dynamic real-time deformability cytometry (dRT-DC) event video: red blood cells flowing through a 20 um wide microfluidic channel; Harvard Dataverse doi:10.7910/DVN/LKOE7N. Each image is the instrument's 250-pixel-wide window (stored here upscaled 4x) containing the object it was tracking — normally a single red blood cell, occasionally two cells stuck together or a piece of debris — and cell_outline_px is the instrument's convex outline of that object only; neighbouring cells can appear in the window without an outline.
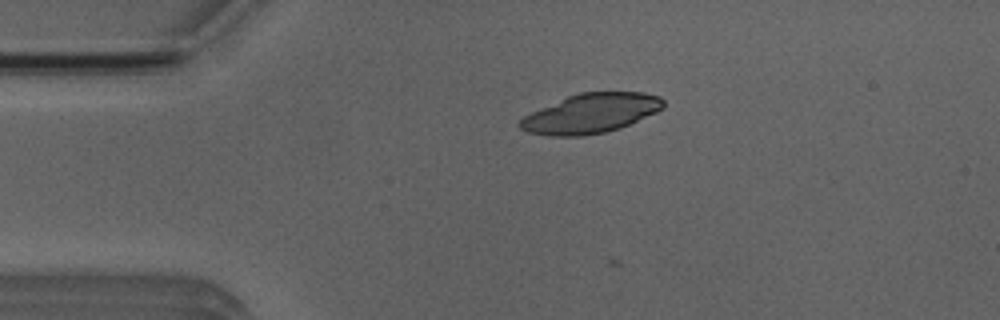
{"species": "Egyptian fruit bat (a non-hibernating species)", "species_latin": "Rousettus aegyptiacus", "temperature_condition": "room temperature", "stored_images_in_passage": 3, "camera_frame_rate_fps": 3000, "um_per_image_px": 0.085, "animal": {"sex": "male"}, "frame": {"image": 1, "passage_image": 1, "time_ms": 0.0, "image_size_px": [1000, 320], "cell_outline_px": [[664, 108], [656, 112], [620, 128], [604, 132], [584, 136], [548, 136], [528, 132], [520, 128], [516, 124], [524, 116], [532, 112], [568, 96], [580, 92], [644, 92], [660, 96], [664, 100]], "centroid_in_image_um": [50.23, 9.64], "position_along_channel_um": 34.8, "area_um2": 32.89}}